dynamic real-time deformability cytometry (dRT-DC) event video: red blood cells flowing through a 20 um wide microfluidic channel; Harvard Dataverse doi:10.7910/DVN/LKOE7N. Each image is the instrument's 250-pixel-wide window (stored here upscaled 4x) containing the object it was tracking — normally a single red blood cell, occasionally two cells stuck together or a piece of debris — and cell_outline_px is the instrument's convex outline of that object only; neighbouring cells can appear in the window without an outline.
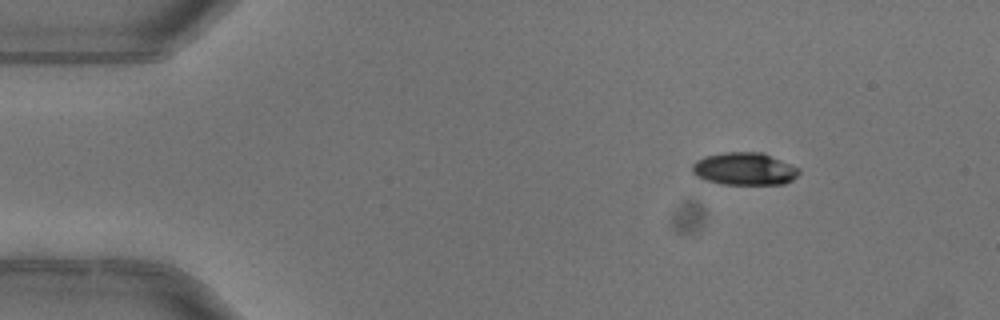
{"species": "common noctule bat (a hibernating species)", "species_latin": "Nyctalus noctula", "temperature_condition": "warm", "stored_images_in_passage": 3, "camera_frame_rate_fps": 3000, "um_per_image_px": 0.085, "animal": {"sex": "female"}, "frame": {"image": 1, "passage_image": 1, "time_ms": 0.0, "image_size_px": [1000, 320], "cell_outline_px": [[800, 172], [792, 180], [784, 184], [720, 184], [704, 180], [696, 176], [692, 172], [692, 164], [696, 160], [704, 156], [724, 152], [764, 152], [800, 168]], "centroid_in_image_um": [63.27, 14.35], "position_along_channel_um": 21.7, "area_um2": 20.52}}
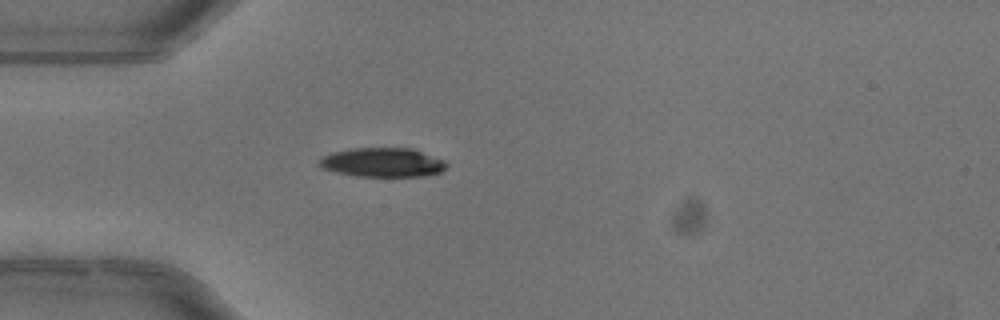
{"frame": {"image": 2, "passage_image": 3, "time_ms": 0.667, "image_size_px": [1000, 320], "cell_outline_px": [[448, 168], [440, 172], [420, 176], [356, 176], [336, 172], [320, 168], [316, 164], [324, 156], [332, 152], [352, 148], [412, 148], [444, 160], [448, 164]], "centroid_in_image_um": [32.51, 13.8], "position_along_channel_um": 52.5, "area_um2": 21.68}}